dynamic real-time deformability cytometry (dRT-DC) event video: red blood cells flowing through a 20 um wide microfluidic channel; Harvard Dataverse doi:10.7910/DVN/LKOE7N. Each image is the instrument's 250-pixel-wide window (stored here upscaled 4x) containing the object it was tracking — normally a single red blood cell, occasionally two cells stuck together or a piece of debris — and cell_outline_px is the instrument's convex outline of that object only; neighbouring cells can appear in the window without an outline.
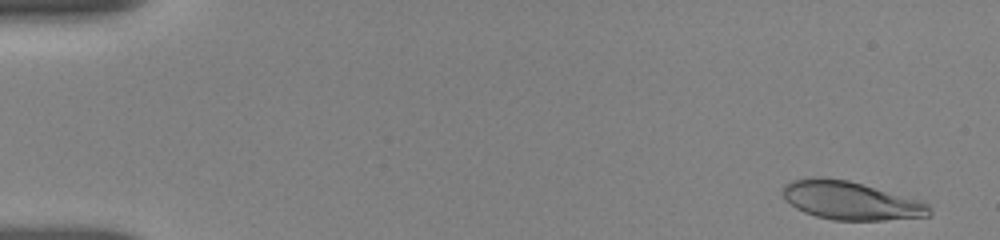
{"species": "human", "species_latin": "Homo sapiens", "temperature_condition": "room temperature", "stored_images_in_passage": 30, "camera_frame_rate_fps": 3000, "um_per_image_px": 0.085, "donor": {"sex": "female"}, "frame": {"image": 1, "passage_image": 3, "time_ms": 0.667, "image_size_px": [1000, 240], "cell_outline_px": [[932, 212], [928, 216], [884, 220], [832, 220], [816, 216], [804, 212], [796, 208], [784, 200], [784, 184], [792, 180], [808, 176], [820, 176], [848, 180], [916, 200], [928, 204]], "centroid_in_image_um": [72.22, 17.04], "position_along_channel_um": 12.8, "area_um2": 32.48}}
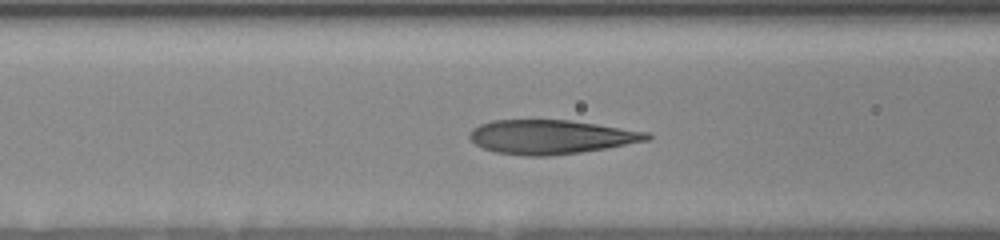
{"frame": {"image": 2, "passage_image": 19, "time_ms": 7.0, "image_size_px": [1000, 240], "cell_outline_px": [[652, 140], [580, 152], [548, 156], [524, 156], [496, 152], [484, 148], [476, 144], [468, 136], [468, 132], [472, 128], [480, 124], [492, 120], [568, 120], [596, 124], [648, 132], [652, 136]], "centroid_in_image_um": [46.82, 11.64], "position_along_channel_um": 119.8, "area_um2": 35.14}}
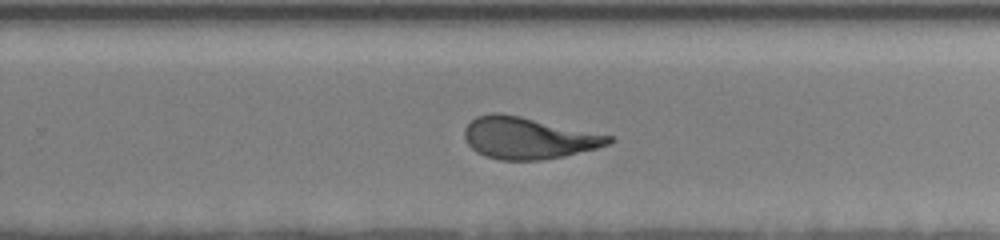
{"frame": {"image": 3, "passage_image": 30, "time_ms": 11.333, "image_size_px": [1000, 240], "cell_outline_px": [[616, 140], [608, 144], [596, 148], [564, 156], [540, 160], [500, 160], [484, 156], [476, 152], [468, 144], [464, 136], [464, 128], [476, 116], [492, 112], [500, 112], [520, 116], [612, 136]], "centroid_in_image_um": [44.86, 11.73], "position_along_channel_um": 284.9, "area_um2": 34.97}}